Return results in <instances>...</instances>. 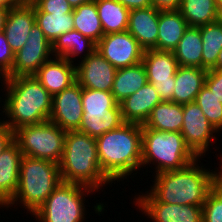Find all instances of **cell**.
<instances>
[{"label": "cell", "mask_w": 222, "mask_h": 222, "mask_svg": "<svg viewBox=\"0 0 222 222\" xmlns=\"http://www.w3.org/2000/svg\"><path fill=\"white\" fill-rule=\"evenodd\" d=\"M201 158L180 170L160 172L147 193L156 201L168 204L203 206L208 193L222 179V170L199 166Z\"/></svg>", "instance_id": "6da1fadb"}, {"label": "cell", "mask_w": 222, "mask_h": 222, "mask_svg": "<svg viewBox=\"0 0 222 222\" xmlns=\"http://www.w3.org/2000/svg\"><path fill=\"white\" fill-rule=\"evenodd\" d=\"M3 87L7 93L2 100V122L12 131L49 120L53 96L33 75L6 78Z\"/></svg>", "instance_id": "7a4b0ae2"}, {"label": "cell", "mask_w": 222, "mask_h": 222, "mask_svg": "<svg viewBox=\"0 0 222 222\" xmlns=\"http://www.w3.org/2000/svg\"><path fill=\"white\" fill-rule=\"evenodd\" d=\"M96 144L101 170L112 183L122 182L141 170V124L125 122L97 137Z\"/></svg>", "instance_id": "3957f363"}, {"label": "cell", "mask_w": 222, "mask_h": 222, "mask_svg": "<svg viewBox=\"0 0 222 222\" xmlns=\"http://www.w3.org/2000/svg\"><path fill=\"white\" fill-rule=\"evenodd\" d=\"M59 170L62 182L84 185L98 192L112 184L101 170L96 138L77 130L66 132Z\"/></svg>", "instance_id": "277c9868"}, {"label": "cell", "mask_w": 222, "mask_h": 222, "mask_svg": "<svg viewBox=\"0 0 222 222\" xmlns=\"http://www.w3.org/2000/svg\"><path fill=\"white\" fill-rule=\"evenodd\" d=\"M61 182L59 164L23 155L17 190L5 209L20 204L19 206L27 209V213L33 216Z\"/></svg>", "instance_id": "5b68a950"}, {"label": "cell", "mask_w": 222, "mask_h": 222, "mask_svg": "<svg viewBox=\"0 0 222 222\" xmlns=\"http://www.w3.org/2000/svg\"><path fill=\"white\" fill-rule=\"evenodd\" d=\"M198 157L186 145L180 132H164L142 127L141 167L155 165L156 174L180 170Z\"/></svg>", "instance_id": "8992f818"}, {"label": "cell", "mask_w": 222, "mask_h": 222, "mask_svg": "<svg viewBox=\"0 0 222 222\" xmlns=\"http://www.w3.org/2000/svg\"><path fill=\"white\" fill-rule=\"evenodd\" d=\"M95 192L84 185L61 182L33 215L38 222H84L85 197Z\"/></svg>", "instance_id": "52a82bcc"}, {"label": "cell", "mask_w": 222, "mask_h": 222, "mask_svg": "<svg viewBox=\"0 0 222 222\" xmlns=\"http://www.w3.org/2000/svg\"><path fill=\"white\" fill-rule=\"evenodd\" d=\"M66 132L48 120L17 128L13 131V140L24 156L59 164L63 156Z\"/></svg>", "instance_id": "ba28073f"}, {"label": "cell", "mask_w": 222, "mask_h": 222, "mask_svg": "<svg viewBox=\"0 0 222 222\" xmlns=\"http://www.w3.org/2000/svg\"><path fill=\"white\" fill-rule=\"evenodd\" d=\"M52 57V44L47 40L40 27L34 23L26 43L15 54L13 66L6 78L34 75Z\"/></svg>", "instance_id": "9c48e42d"}, {"label": "cell", "mask_w": 222, "mask_h": 222, "mask_svg": "<svg viewBox=\"0 0 222 222\" xmlns=\"http://www.w3.org/2000/svg\"><path fill=\"white\" fill-rule=\"evenodd\" d=\"M184 120L180 133L186 145L198 157L203 158L219 133L209 123L200 107L195 103L183 104ZM213 141V142H212Z\"/></svg>", "instance_id": "30bf717a"}, {"label": "cell", "mask_w": 222, "mask_h": 222, "mask_svg": "<svg viewBox=\"0 0 222 222\" xmlns=\"http://www.w3.org/2000/svg\"><path fill=\"white\" fill-rule=\"evenodd\" d=\"M96 51L116 69H121L141 63L145 50L125 31L104 35L96 44Z\"/></svg>", "instance_id": "8fae6325"}, {"label": "cell", "mask_w": 222, "mask_h": 222, "mask_svg": "<svg viewBox=\"0 0 222 222\" xmlns=\"http://www.w3.org/2000/svg\"><path fill=\"white\" fill-rule=\"evenodd\" d=\"M134 199L139 212L141 210L152 222H203L202 206L156 202L147 191Z\"/></svg>", "instance_id": "7c38bea8"}, {"label": "cell", "mask_w": 222, "mask_h": 222, "mask_svg": "<svg viewBox=\"0 0 222 222\" xmlns=\"http://www.w3.org/2000/svg\"><path fill=\"white\" fill-rule=\"evenodd\" d=\"M117 69L96 50L75 63L76 82L82 87L111 92Z\"/></svg>", "instance_id": "4fadbf2b"}, {"label": "cell", "mask_w": 222, "mask_h": 222, "mask_svg": "<svg viewBox=\"0 0 222 222\" xmlns=\"http://www.w3.org/2000/svg\"><path fill=\"white\" fill-rule=\"evenodd\" d=\"M82 116V87L77 82L53 96L49 121L66 131L77 130Z\"/></svg>", "instance_id": "5bb4252c"}, {"label": "cell", "mask_w": 222, "mask_h": 222, "mask_svg": "<svg viewBox=\"0 0 222 222\" xmlns=\"http://www.w3.org/2000/svg\"><path fill=\"white\" fill-rule=\"evenodd\" d=\"M33 76L54 96L76 82L75 64L65 58L54 56L46 61Z\"/></svg>", "instance_id": "9a60e30c"}, {"label": "cell", "mask_w": 222, "mask_h": 222, "mask_svg": "<svg viewBox=\"0 0 222 222\" xmlns=\"http://www.w3.org/2000/svg\"><path fill=\"white\" fill-rule=\"evenodd\" d=\"M159 10L153 6L129 11L127 31L144 50H157Z\"/></svg>", "instance_id": "2e32d148"}, {"label": "cell", "mask_w": 222, "mask_h": 222, "mask_svg": "<svg viewBox=\"0 0 222 222\" xmlns=\"http://www.w3.org/2000/svg\"><path fill=\"white\" fill-rule=\"evenodd\" d=\"M34 23V5L31 2H27L9 10L3 33L14 54L26 43Z\"/></svg>", "instance_id": "e0dca14e"}, {"label": "cell", "mask_w": 222, "mask_h": 222, "mask_svg": "<svg viewBox=\"0 0 222 222\" xmlns=\"http://www.w3.org/2000/svg\"><path fill=\"white\" fill-rule=\"evenodd\" d=\"M22 156L14 140L0 154V208H4L15 196Z\"/></svg>", "instance_id": "ac0fdd59"}, {"label": "cell", "mask_w": 222, "mask_h": 222, "mask_svg": "<svg viewBox=\"0 0 222 222\" xmlns=\"http://www.w3.org/2000/svg\"><path fill=\"white\" fill-rule=\"evenodd\" d=\"M161 102L156 89L148 82L137 92L119 103L123 121L143 125L152 109Z\"/></svg>", "instance_id": "d6986e66"}, {"label": "cell", "mask_w": 222, "mask_h": 222, "mask_svg": "<svg viewBox=\"0 0 222 222\" xmlns=\"http://www.w3.org/2000/svg\"><path fill=\"white\" fill-rule=\"evenodd\" d=\"M207 72L208 70L198 67L179 66L175 74L173 102L177 104L195 102L205 85Z\"/></svg>", "instance_id": "ffe728a7"}, {"label": "cell", "mask_w": 222, "mask_h": 222, "mask_svg": "<svg viewBox=\"0 0 222 222\" xmlns=\"http://www.w3.org/2000/svg\"><path fill=\"white\" fill-rule=\"evenodd\" d=\"M95 50L96 43L74 29L60 35L52 44L53 56L65 58L72 64L76 57L81 58L78 61L80 62L87 59Z\"/></svg>", "instance_id": "44dd1931"}, {"label": "cell", "mask_w": 222, "mask_h": 222, "mask_svg": "<svg viewBox=\"0 0 222 222\" xmlns=\"http://www.w3.org/2000/svg\"><path fill=\"white\" fill-rule=\"evenodd\" d=\"M123 123L125 122L121 109H83L81 124L77 131L97 138Z\"/></svg>", "instance_id": "7402d4cb"}, {"label": "cell", "mask_w": 222, "mask_h": 222, "mask_svg": "<svg viewBox=\"0 0 222 222\" xmlns=\"http://www.w3.org/2000/svg\"><path fill=\"white\" fill-rule=\"evenodd\" d=\"M187 28L179 10L159 11L157 50L173 51Z\"/></svg>", "instance_id": "603a6c76"}, {"label": "cell", "mask_w": 222, "mask_h": 222, "mask_svg": "<svg viewBox=\"0 0 222 222\" xmlns=\"http://www.w3.org/2000/svg\"><path fill=\"white\" fill-rule=\"evenodd\" d=\"M142 63L148 82L175 81L179 65L173 51L145 50Z\"/></svg>", "instance_id": "cb8c5ba5"}, {"label": "cell", "mask_w": 222, "mask_h": 222, "mask_svg": "<svg viewBox=\"0 0 222 222\" xmlns=\"http://www.w3.org/2000/svg\"><path fill=\"white\" fill-rule=\"evenodd\" d=\"M183 120V104L161 102L152 109L142 127L164 132H180Z\"/></svg>", "instance_id": "d4e9b609"}, {"label": "cell", "mask_w": 222, "mask_h": 222, "mask_svg": "<svg viewBox=\"0 0 222 222\" xmlns=\"http://www.w3.org/2000/svg\"><path fill=\"white\" fill-rule=\"evenodd\" d=\"M147 73L143 63L117 69L111 93L119 104L147 84Z\"/></svg>", "instance_id": "484cf974"}, {"label": "cell", "mask_w": 222, "mask_h": 222, "mask_svg": "<svg viewBox=\"0 0 222 222\" xmlns=\"http://www.w3.org/2000/svg\"><path fill=\"white\" fill-rule=\"evenodd\" d=\"M203 43L199 27H189L173 50L179 66L202 68Z\"/></svg>", "instance_id": "4316f807"}, {"label": "cell", "mask_w": 222, "mask_h": 222, "mask_svg": "<svg viewBox=\"0 0 222 222\" xmlns=\"http://www.w3.org/2000/svg\"><path fill=\"white\" fill-rule=\"evenodd\" d=\"M104 35L128 29L129 9L117 0H94Z\"/></svg>", "instance_id": "83f0119b"}, {"label": "cell", "mask_w": 222, "mask_h": 222, "mask_svg": "<svg viewBox=\"0 0 222 222\" xmlns=\"http://www.w3.org/2000/svg\"><path fill=\"white\" fill-rule=\"evenodd\" d=\"M74 30L90 38L96 44L104 36V31L99 19L94 0L73 9Z\"/></svg>", "instance_id": "f1b7e54d"}, {"label": "cell", "mask_w": 222, "mask_h": 222, "mask_svg": "<svg viewBox=\"0 0 222 222\" xmlns=\"http://www.w3.org/2000/svg\"><path fill=\"white\" fill-rule=\"evenodd\" d=\"M179 11L189 27H200L217 21L215 0H182Z\"/></svg>", "instance_id": "f546056e"}, {"label": "cell", "mask_w": 222, "mask_h": 222, "mask_svg": "<svg viewBox=\"0 0 222 222\" xmlns=\"http://www.w3.org/2000/svg\"><path fill=\"white\" fill-rule=\"evenodd\" d=\"M199 28L203 43L202 69H217V57L222 50V26L216 21Z\"/></svg>", "instance_id": "4dcf8cb0"}, {"label": "cell", "mask_w": 222, "mask_h": 222, "mask_svg": "<svg viewBox=\"0 0 222 222\" xmlns=\"http://www.w3.org/2000/svg\"><path fill=\"white\" fill-rule=\"evenodd\" d=\"M35 23L43 31L47 40L53 44L63 33L74 29L72 13L34 12Z\"/></svg>", "instance_id": "1f68e13d"}, {"label": "cell", "mask_w": 222, "mask_h": 222, "mask_svg": "<svg viewBox=\"0 0 222 222\" xmlns=\"http://www.w3.org/2000/svg\"><path fill=\"white\" fill-rule=\"evenodd\" d=\"M195 103L200 107L209 123L219 133L222 131V104L221 100L211 93L204 85L196 97Z\"/></svg>", "instance_id": "d6a6232c"}, {"label": "cell", "mask_w": 222, "mask_h": 222, "mask_svg": "<svg viewBox=\"0 0 222 222\" xmlns=\"http://www.w3.org/2000/svg\"><path fill=\"white\" fill-rule=\"evenodd\" d=\"M83 109H120L111 92L82 88Z\"/></svg>", "instance_id": "836d02e7"}, {"label": "cell", "mask_w": 222, "mask_h": 222, "mask_svg": "<svg viewBox=\"0 0 222 222\" xmlns=\"http://www.w3.org/2000/svg\"><path fill=\"white\" fill-rule=\"evenodd\" d=\"M203 222H222V179L208 193L202 206Z\"/></svg>", "instance_id": "e575fe53"}, {"label": "cell", "mask_w": 222, "mask_h": 222, "mask_svg": "<svg viewBox=\"0 0 222 222\" xmlns=\"http://www.w3.org/2000/svg\"><path fill=\"white\" fill-rule=\"evenodd\" d=\"M34 12L72 13L73 8L67 0H33Z\"/></svg>", "instance_id": "d590c367"}, {"label": "cell", "mask_w": 222, "mask_h": 222, "mask_svg": "<svg viewBox=\"0 0 222 222\" xmlns=\"http://www.w3.org/2000/svg\"><path fill=\"white\" fill-rule=\"evenodd\" d=\"M15 54L10 48L8 41L3 33L0 32V71L6 76L14 63Z\"/></svg>", "instance_id": "8d00e7d4"}, {"label": "cell", "mask_w": 222, "mask_h": 222, "mask_svg": "<svg viewBox=\"0 0 222 222\" xmlns=\"http://www.w3.org/2000/svg\"><path fill=\"white\" fill-rule=\"evenodd\" d=\"M205 85L222 104V69H210L205 78Z\"/></svg>", "instance_id": "74e56055"}, {"label": "cell", "mask_w": 222, "mask_h": 222, "mask_svg": "<svg viewBox=\"0 0 222 222\" xmlns=\"http://www.w3.org/2000/svg\"><path fill=\"white\" fill-rule=\"evenodd\" d=\"M156 89L162 102H173L175 81L149 82Z\"/></svg>", "instance_id": "f35d334b"}, {"label": "cell", "mask_w": 222, "mask_h": 222, "mask_svg": "<svg viewBox=\"0 0 222 222\" xmlns=\"http://www.w3.org/2000/svg\"><path fill=\"white\" fill-rule=\"evenodd\" d=\"M152 6L159 11L179 10L182 0H151Z\"/></svg>", "instance_id": "ab89813d"}, {"label": "cell", "mask_w": 222, "mask_h": 222, "mask_svg": "<svg viewBox=\"0 0 222 222\" xmlns=\"http://www.w3.org/2000/svg\"><path fill=\"white\" fill-rule=\"evenodd\" d=\"M13 141V131L3 122L0 123V154Z\"/></svg>", "instance_id": "60d3db41"}, {"label": "cell", "mask_w": 222, "mask_h": 222, "mask_svg": "<svg viewBox=\"0 0 222 222\" xmlns=\"http://www.w3.org/2000/svg\"><path fill=\"white\" fill-rule=\"evenodd\" d=\"M129 10L151 7V0H117Z\"/></svg>", "instance_id": "b9f144b4"}, {"label": "cell", "mask_w": 222, "mask_h": 222, "mask_svg": "<svg viewBox=\"0 0 222 222\" xmlns=\"http://www.w3.org/2000/svg\"><path fill=\"white\" fill-rule=\"evenodd\" d=\"M27 3L26 0H0V6L8 9Z\"/></svg>", "instance_id": "7bdbcfd3"}, {"label": "cell", "mask_w": 222, "mask_h": 222, "mask_svg": "<svg viewBox=\"0 0 222 222\" xmlns=\"http://www.w3.org/2000/svg\"><path fill=\"white\" fill-rule=\"evenodd\" d=\"M10 9L0 6V32L3 31L6 18Z\"/></svg>", "instance_id": "ee69618b"}, {"label": "cell", "mask_w": 222, "mask_h": 222, "mask_svg": "<svg viewBox=\"0 0 222 222\" xmlns=\"http://www.w3.org/2000/svg\"><path fill=\"white\" fill-rule=\"evenodd\" d=\"M73 9L92 0H67Z\"/></svg>", "instance_id": "f6af8a7d"}, {"label": "cell", "mask_w": 222, "mask_h": 222, "mask_svg": "<svg viewBox=\"0 0 222 222\" xmlns=\"http://www.w3.org/2000/svg\"><path fill=\"white\" fill-rule=\"evenodd\" d=\"M217 69H222V50L217 57Z\"/></svg>", "instance_id": "bcb514c9"}, {"label": "cell", "mask_w": 222, "mask_h": 222, "mask_svg": "<svg viewBox=\"0 0 222 222\" xmlns=\"http://www.w3.org/2000/svg\"><path fill=\"white\" fill-rule=\"evenodd\" d=\"M217 22L222 26V8L218 9Z\"/></svg>", "instance_id": "7dc6e473"}, {"label": "cell", "mask_w": 222, "mask_h": 222, "mask_svg": "<svg viewBox=\"0 0 222 222\" xmlns=\"http://www.w3.org/2000/svg\"><path fill=\"white\" fill-rule=\"evenodd\" d=\"M0 80L2 81L1 86H4V83L6 81V76L1 71H0Z\"/></svg>", "instance_id": "c3c4849f"}, {"label": "cell", "mask_w": 222, "mask_h": 222, "mask_svg": "<svg viewBox=\"0 0 222 222\" xmlns=\"http://www.w3.org/2000/svg\"><path fill=\"white\" fill-rule=\"evenodd\" d=\"M217 8L221 9L222 8V0H215Z\"/></svg>", "instance_id": "681fc988"}, {"label": "cell", "mask_w": 222, "mask_h": 222, "mask_svg": "<svg viewBox=\"0 0 222 222\" xmlns=\"http://www.w3.org/2000/svg\"><path fill=\"white\" fill-rule=\"evenodd\" d=\"M219 157L221 158L220 160L222 162V153H221V155ZM221 165H222V163H221ZM221 165L219 164V166H220L219 168H221V170H222V166Z\"/></svg>", "instance_id": "f907efd6"}]
</instances>
